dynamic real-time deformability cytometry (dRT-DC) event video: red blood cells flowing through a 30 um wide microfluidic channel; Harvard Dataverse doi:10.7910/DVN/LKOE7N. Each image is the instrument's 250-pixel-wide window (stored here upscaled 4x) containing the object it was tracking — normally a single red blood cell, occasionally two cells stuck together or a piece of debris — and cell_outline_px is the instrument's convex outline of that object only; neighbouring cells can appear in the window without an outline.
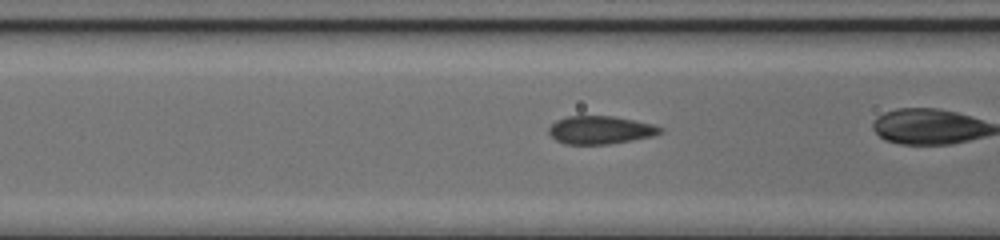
{"species": "common noctule bat (a hibernating species)", "species_latin": "Nyctalus noctula", "temperature_condition": "cold", "stored_images_in_passage": 34, "camera_frame_rate_fps": 3000, "um_per_image_px": 0.085, "animal": {"sex": "female", "body_mass_g": 17.0, "forearm_length_mm": 48.0}, "frame": {"image": 1, "passage_image": 15, "time_ms": 4.667, "image_size_px": [1000, 240], "cell_outline_px": [[664, 132], [652, 136], [632, 140], [608, 144], [564, 144], [556, 140], [548, 132], [548, 128], [556, 120], [568, 116], [612, 116], [652, 124], [664, 128]], "centroid_in_image_um": [51.03, 11.05], "position_along_channel_um": 115.6, "area_um2": 18.15}}